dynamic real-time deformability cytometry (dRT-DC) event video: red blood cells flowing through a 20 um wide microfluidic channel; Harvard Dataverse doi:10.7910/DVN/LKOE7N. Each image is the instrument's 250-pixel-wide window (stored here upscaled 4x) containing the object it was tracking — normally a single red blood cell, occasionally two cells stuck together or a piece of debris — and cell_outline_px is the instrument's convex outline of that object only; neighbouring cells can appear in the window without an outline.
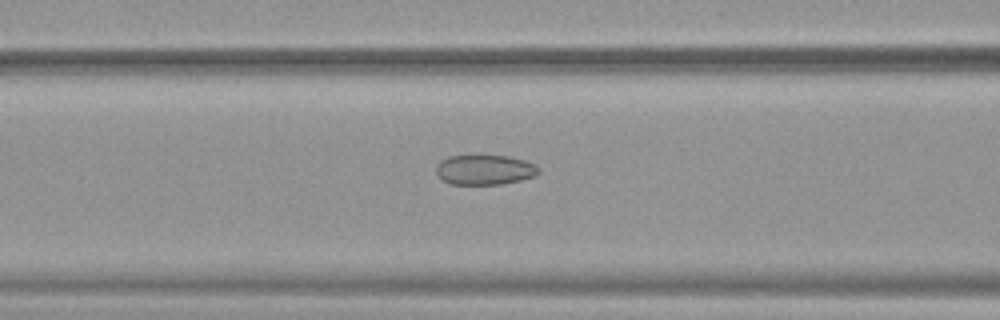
{"species": "common noctule bat (a hibernating species)", "species_latin": "Nyctalus noctula", "temperature_condition": "warm", "stored_images_in_passage": 52, "camera_frame_rate_fps": 3000, "um_per_image_px": 0.085, "animal": {"sex": "female", "body_mass_g": 19.9}, "frame": {"image": 1, "passage_image": 22, "time_ms": 7.0, "image_size_px": [1000, 320], "cell_outline_px": [[540, 172], [536, 176], [520, 180], [500, 184], [448, 184], [436, 172], [436, 164], [440, 160], [448, 156], [508, 156], [524, 160], [536, 164], [540, 168]], "centroid_in_image_um": [41.22, 14.43], "position_along_channel_um": 125.4, "area_um2": 17.92}}
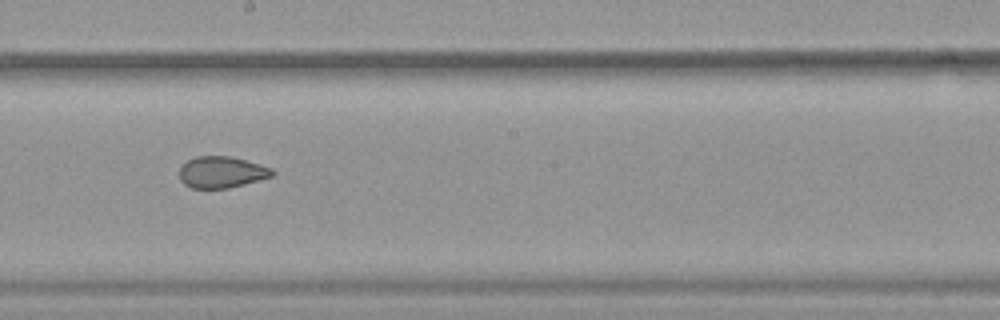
{"frame": {"image": 2, "passage_image": 30, "time_ms": 9.667, "image_size_px": [1000, 320], "cell_outline_px": [[276, 172], [272, 176], [244, 184], [228, 188], [192, 188], [184, 184], [180, 180], [180, 168], [188, 160], [196, 156], [228, 156], [260, 164], [272, 168]], "centroid_in_image_um": [18.84, 14.63], "position_along_channel_um": 229.4, "area_um2": 16.88}}
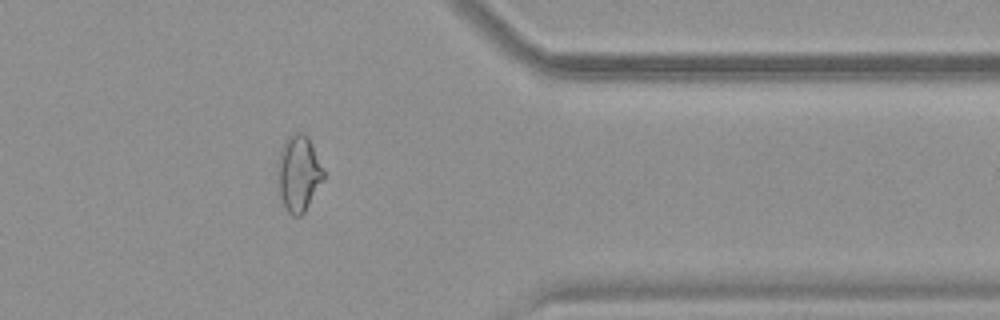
{"frame": {"image": 3, "passage_image": 43, "time_ms": 14.0, "image_size_px": [1000, 320], "cell_outline_px": [[324, 180], [304, 212], [300, 216], [292, 216], [288, 212], [280, 196], [276, 164], [280, 152], [288, 136], [292, 132], [304, 132], [308, 136], [324, 172]], "centroid_in_image_um": [25.37, 14.72], "position_along_channel_um": 386.0, "area_um2": 20.29}, "authors_computed_cell_mechanics": {"area_um2": 21.2415, "velocity_mm_per_s": 3.9132, "shape_relaxation_time_tau1_ms": null, "shape_relaxation_time_tau2_ms": 1.2674, "deformation_change_tau1": null, "deformation_change_tau2": 0.0673}}